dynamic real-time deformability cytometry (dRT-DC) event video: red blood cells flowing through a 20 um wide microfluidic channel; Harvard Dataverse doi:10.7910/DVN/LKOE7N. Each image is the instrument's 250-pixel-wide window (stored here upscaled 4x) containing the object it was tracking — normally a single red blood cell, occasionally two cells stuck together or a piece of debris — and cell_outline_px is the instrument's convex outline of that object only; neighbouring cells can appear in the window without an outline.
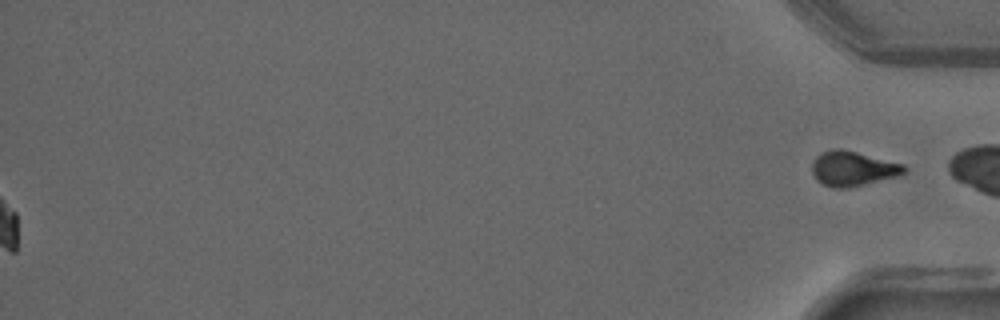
{"species": "common noctule bat (a hibernating species)", "species_latin": "Nyctalus noctula", "temperature_condition": "warm", "stored_images_in_passage": 52, "segment_of_instrument_passage": [2, 2], "camera_frame_rate_fps": 3000, "um_per_image_px": 0.085, "animal": {"sex": "male", "forearm_length_mm": 52.5}, "frame": {"image": 1, "passage_image": 52, "time_ms": 17.0, "image_size_px": [1000, 320], "cell_outline_px": [[908, 172], [900, 176], [848, 188], [832, 188], [816, 180], [812, 172], [812, 164], [816, 156], [820, 152], [836, 148], [840, 148], [904, 164], [908, 168]], "centroid_in_image_um": [72.52, 14.34], "position_along_channel_um": 362.7, "area_um2": 18.9}}